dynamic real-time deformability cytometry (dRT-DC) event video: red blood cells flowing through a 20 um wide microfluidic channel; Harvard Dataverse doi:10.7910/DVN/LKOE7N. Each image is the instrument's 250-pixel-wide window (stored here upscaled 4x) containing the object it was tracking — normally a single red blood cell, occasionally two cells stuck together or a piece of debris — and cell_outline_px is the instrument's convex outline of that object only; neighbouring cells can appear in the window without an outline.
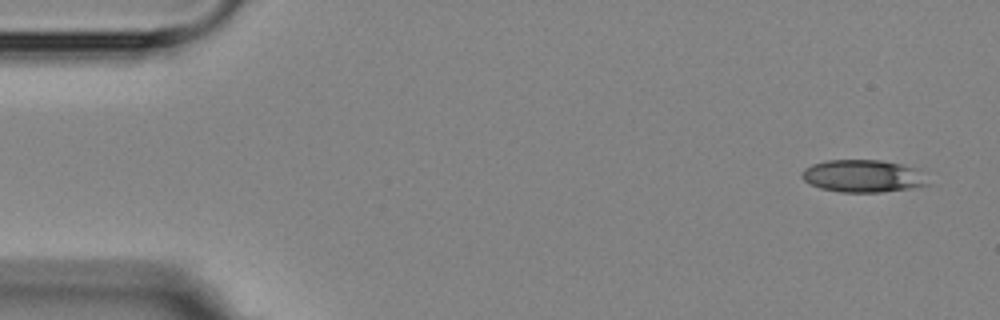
{"species": "Egyptian fruit bat (a non-hibernating species)", "species_latin": "Rousettus aegyptiacus", "temperature_condition": "room temperature", "stored_images_in_passage": 6, "camera_frame_rate_fps": 3000, "um_per_image_px": 0.085, "animal": {"sex": "female"}, "frame": {"image": 1, "passage_image": 1, "time_ms": 0.0, "image_size_px": [1000, 320], "cell_outline_px": [[928, 184], [908, 188], [880, 192], [840, 192], [820, 188], [808, 184], [800, 176], [800, 172], [804, 168], [812, 164], [828, 160], [880, 160], [920, 168]], "centroid_in_image_um": [73.3, 14.95], "position_along_channel_um": 11.7, "area_um2": 23.87}}
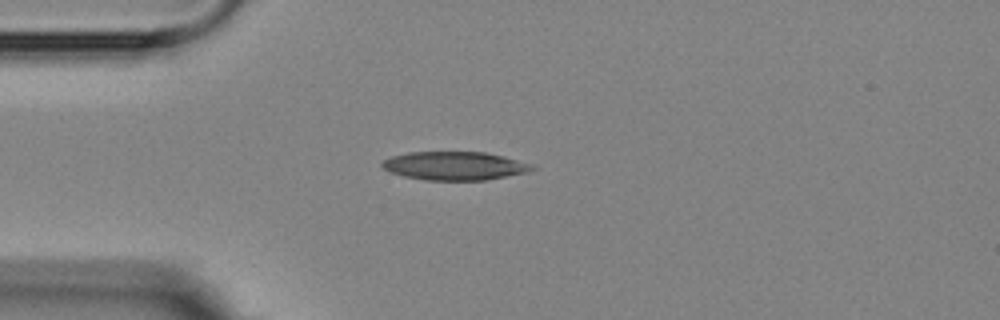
{"frame": {"image": 2, "passage_image": 4, "time_ms": 3.667, "image_size_px": [1000, 320], "cell_outline_px": [[540, 168], [528, 172], [484, 180], [424, 180], [404, 176], [392, 172], [384, 168], [380, 164], [384, 160], [392, 156], [408, 152], [484, 152], [504, 156], [532, 164]], "centroid_in_image_um": [38.69, 14.09], "position_along_channel_um": 46.3, "area_um2": 24.85}}
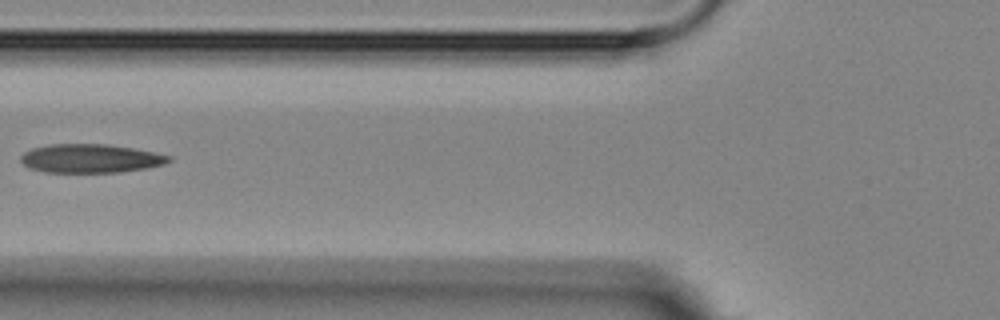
{"frame": {"image": 3, "passage_image": 6, "time_ms": 6.0, "image_size_px": [1000, 320], "cell_outline_px": [[172, 160], [164, 164], [144, 168], [120, 172], [44, 172], [28, 168], [20, 160], [20, 156], [24, 152], [32, 148], [48, 144], [104, 144], [132, 148], [172, 156]], "centroid_in_image_um": [7.65, 13.47], "position_along_channel_um": 118.1, "area_um2": 24.68}}